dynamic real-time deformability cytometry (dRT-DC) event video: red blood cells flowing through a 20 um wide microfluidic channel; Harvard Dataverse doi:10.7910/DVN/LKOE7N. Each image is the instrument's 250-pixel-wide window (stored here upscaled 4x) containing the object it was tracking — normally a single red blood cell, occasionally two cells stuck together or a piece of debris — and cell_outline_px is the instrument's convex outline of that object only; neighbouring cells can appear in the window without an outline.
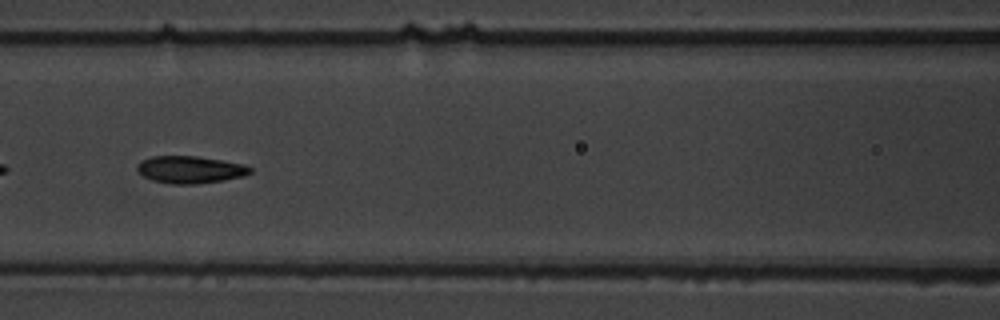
{"species": "common noctule bat (a hibernating species)", "species_latin": "Nyctalus noctula", "temperature_condition": "warm", "stored_images_in_passage": 11, "camera_frame_rate_fps": 3000, "um_per_image_px": 0.085, "animal": {"sex": "male", "body_mass_g": 19.5, "forearm_length_mm": 54.6}, "frame": {"image": 1, "passage_image": 7, "time_ms": 7.667, "image_size_px": [1000, 320], "cell_outline_px": [[252, 172], [244, 176], [224, 180], [196, 184], [172, 184], [152, 180], [144, 176], [136, 168], [144, 160], [152, 156], [196, 156], [244, 164], [252, 168]], "centroid_in_image_um": [16.21, 14.42], "position_along_channel_um": 150.4, "area_um2": 17.74}}
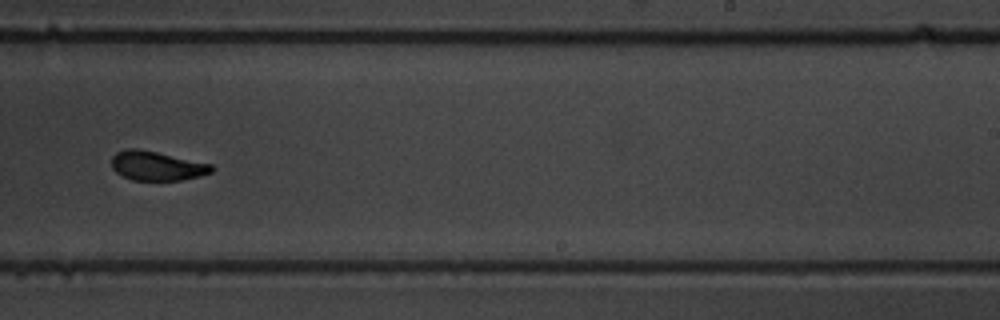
{"frame": {"image": 2, "passage_image": 10, "time_ms": 11.333, "image_size_px": [1000, 320], "cell_outline_px": [[216, 168], [212, 172], [200, 176], [180, 180], [132, 180], [116, 172], [112, 168], [112, 156], [116, 152], [124, 148], [136, 148], [156, 152], [212, 164]], "centroid_in_image_um": [13.33, 14.09], "position_along_channel_um": 275.7, "area_um2": 17.05}}
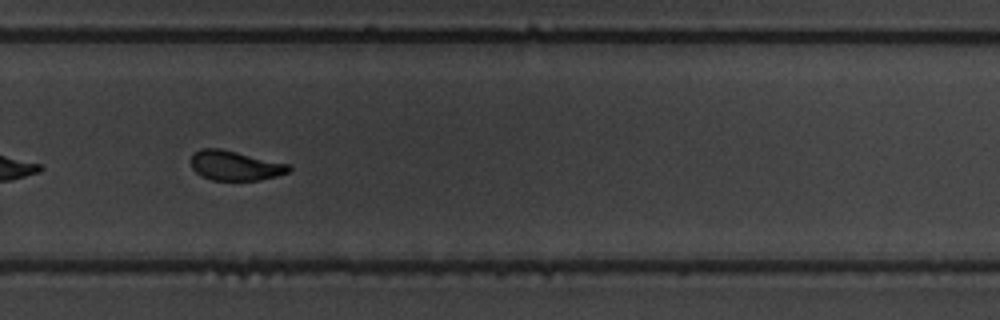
{"frame": {"image": 3, "passage_image": 11, "time_ms": 12.333, "image_size_px": [1000, 320], "cell_outline_px": [[292, 168], [288, 172], [276, 176], [260, 180], [212, 180], [200, 176], [192, 168], [192, 152], [200, 148], [220, 148], [288, 164]], "centroid_in_image_um": [19.94, 14.07], "position_along_channel_um": 309.9, "area_um2": 16.88}}